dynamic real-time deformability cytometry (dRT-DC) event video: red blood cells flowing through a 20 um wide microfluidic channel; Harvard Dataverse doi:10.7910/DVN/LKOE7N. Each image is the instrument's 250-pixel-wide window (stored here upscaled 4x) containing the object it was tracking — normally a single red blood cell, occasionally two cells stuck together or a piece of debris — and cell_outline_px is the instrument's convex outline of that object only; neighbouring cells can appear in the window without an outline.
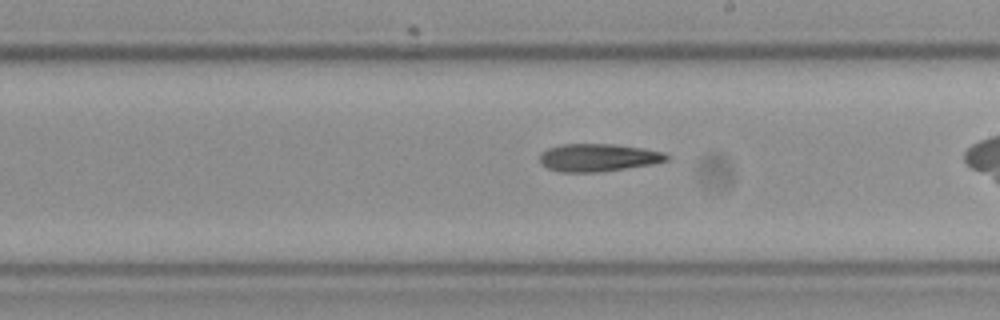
{"species": "Egyptian fruit bat (a non-hibernating species)", "species_latin": "Rousettus aegyptiacus", "temperature_condition": "cold", "stored_images_in_passage": 30, "camera_frame_rate_fps": 3000, "um_per_image_px": 0.085, "frame": {"image": 1, "passage_image": 18, "time_ms": 5.667, "image_size_px": [1000, 320], "cell_outline_px": [[668, 160], [652, 164], [596, 172], [560, 172], [548, 168], [540, 164], [540, 152], [548, 148], [560, 144], [616, 144], [664, 152], [668, 156]], "centroid_in_image_um": [50.79, 13.39], "position_along_channel_um": 238.2, "area_um2": 20.4}}
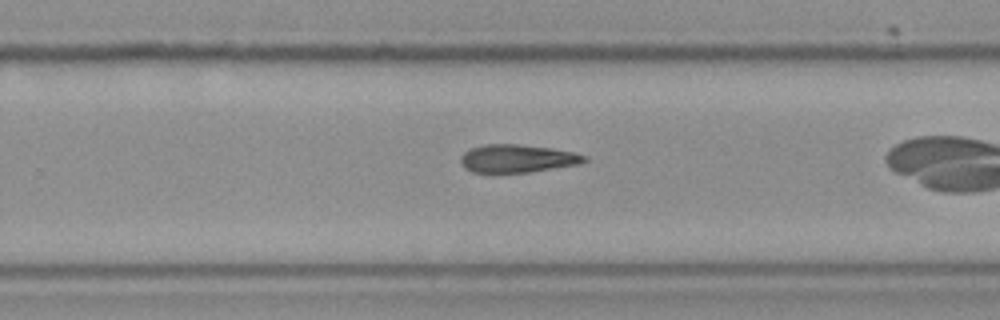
{"frame": {"image": 2, "passage_image": 22, "time_ms": 7.0, "image_size_px": [1000, 320], "cell_outline_px": [[588, 160], [580, 164], [528, 172], [472, 172], [464, 168], [460, 160], [460, 156], [468, 148], [484, 144], [520, 144], [552, 148], [572, 152], [584, 156]], "centroid_in_image_um": [43.92, 13.46], "position_along_channel_um": 285.9, "area_um2": 20.17}}